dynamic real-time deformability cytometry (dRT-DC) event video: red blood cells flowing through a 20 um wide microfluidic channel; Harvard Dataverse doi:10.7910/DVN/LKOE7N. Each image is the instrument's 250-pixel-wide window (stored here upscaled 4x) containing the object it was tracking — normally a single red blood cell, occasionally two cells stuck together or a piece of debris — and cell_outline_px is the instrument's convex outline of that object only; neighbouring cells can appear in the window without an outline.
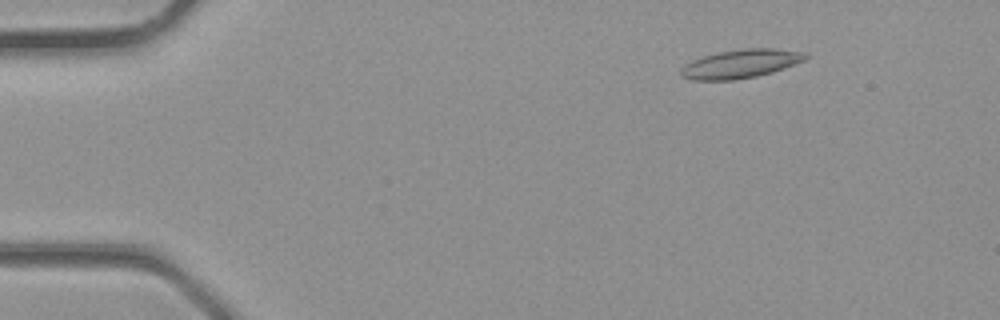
{"species": "common noctule bat (a hibernating species)", "species_latin": "Nyctalus noctula", "temperature_condition": "room temperature", "stored_images_in_passage": 5, "segment_of_instrument_passage": [2, 2], "camera_frame_rate_fps": 3000, "um_per_image_px": 0.085, "animal": {"sex": "male", "body_mass_g": 23.1, "forearm_length_mm": 52.7}, "frame": {"image": 1, "passage_image": 5, "time_ms": 1.333, "image_size_px": [1000, 320], "cell_outline_px": [[808, 56], [804, 60], [784, 68], [772, 72], [756, 76], [736, 80], [692, 80], [680, 76], [680, 72], [684, 64], [700, 56], [716, 52], [744, 48], [776, 48], [808, 52]], "centroid_in_image_um": [62.94, 5.41], "position_along_channel_um": 22.1, "area_um2": 21.1}}